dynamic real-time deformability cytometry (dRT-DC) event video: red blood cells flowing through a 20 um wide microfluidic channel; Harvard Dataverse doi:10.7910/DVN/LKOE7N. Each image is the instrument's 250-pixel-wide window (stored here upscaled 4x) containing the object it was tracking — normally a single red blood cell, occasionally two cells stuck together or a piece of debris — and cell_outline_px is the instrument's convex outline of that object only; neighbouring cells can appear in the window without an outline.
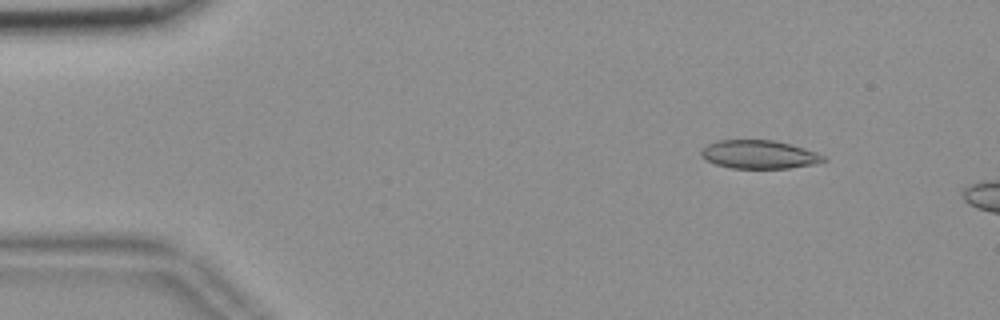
{"species": "common noctule bat (a hibernating species)", "species_latin": "Nyctalus noctula", "temperature_condition": "room temperature", "stored_images_in_passage": 9, "camera_frame_rate_fps": 3000, "um_per_image_px": 0.085, "animal": {"sex": "female", "body_mass_g": 18.4}, "frame": {"image": 1, "passage_image": 4, "time_ms": 1.0, "image_size_px": [1000, 320], "cell_outline_px": [[828, 160], [812, 164], [788, 168], [732, 168], [716, 164], [700, 156], [700, 152], [708, 144], [720, 140], [772, 140], [792, 144], [816, 152], [824, 156]], "centroid_in_image_um": [64.54, 13.12], "position_along_channel_um": 20.5, "area_um2": 20.06}}